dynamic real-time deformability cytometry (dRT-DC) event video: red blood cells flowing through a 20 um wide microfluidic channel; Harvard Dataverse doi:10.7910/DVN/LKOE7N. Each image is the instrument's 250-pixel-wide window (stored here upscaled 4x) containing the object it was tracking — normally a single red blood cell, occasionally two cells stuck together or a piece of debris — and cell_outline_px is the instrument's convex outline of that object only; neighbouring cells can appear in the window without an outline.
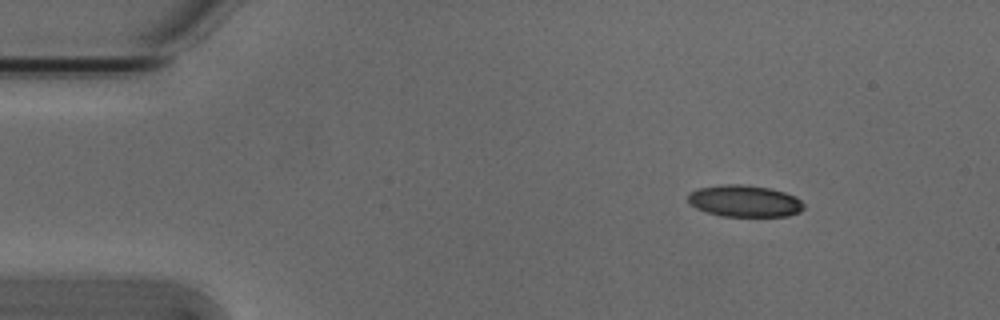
{"species": "Egyptian fruit bat (a non-hibernating species)", "species_latin": "Rousettus aegyptiacus", "temperature_condition": "cold", "stored_images_in_passage": 4, "camera_frame_rate_fps": 3000, "um_per_image_px": 0.085, "animal": {"sex": "male"}, "frame": {"image": 1, "passage_image": 1, "time_ms": 0.0, "image_size_px": [1000, 320], "cell_outline_px": [[804, 208], [800, 212], [788, 216], [720, 216], [696, 208], [688, 200], [688, 196], [696, 188], [724, 184], [740, 184], [768, 188], [784, 192], [796, 196], [804, 204]], "centroid_in_image_um": [63.31, 17.09], "position_along_channel_um": 21.7, "area_um2": 21.33}}
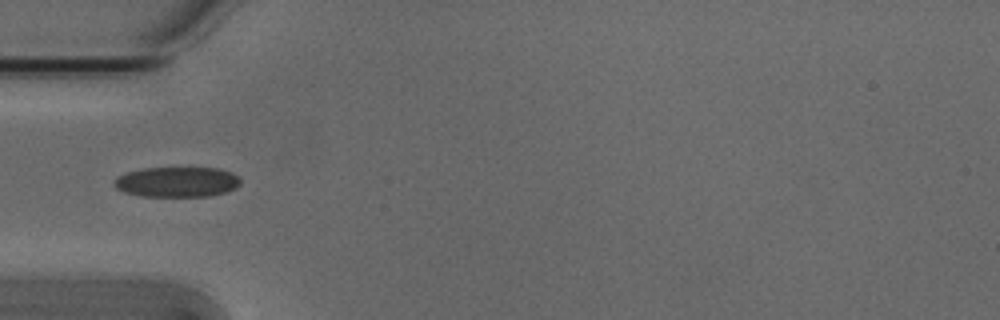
{"frame": {"image": 2, "passage_image": 4, "time_ms": 1.0, "image_size_px": [1000, 320], "cell_outline_px": [[240, 184], [236, 188], [224, 192], [208, 196], [144, 196], [124, 192], [116, 188], [116, 176], [128, 172], [144, 168], [220, 168], [232, 172], [240, 180]], "centroid_in_image_um": [15.07, 15.46], "position_along_channel_um": 69.9, "area_um2": 22.02}}